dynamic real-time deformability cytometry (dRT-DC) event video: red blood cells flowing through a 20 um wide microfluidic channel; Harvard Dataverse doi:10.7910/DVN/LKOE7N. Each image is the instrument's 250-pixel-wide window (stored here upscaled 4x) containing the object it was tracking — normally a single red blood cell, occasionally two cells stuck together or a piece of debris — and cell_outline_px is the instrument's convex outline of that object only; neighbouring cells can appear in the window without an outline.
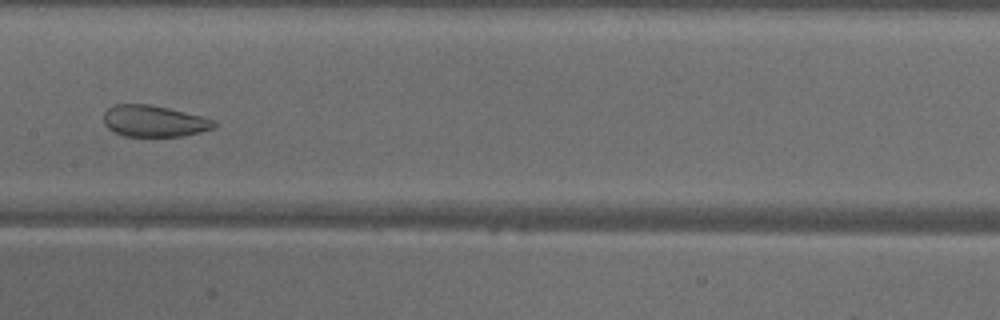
{"species": "common noctule bat (a hibernating species)", "species_latin": "Nyctalus noctula", "temperature_condition": "warm", "stored_images_in_passage": 36, "camera_frame_rate_fps": 3000, "um_per_image_px": 0.085, "animal": {"sex": "male", "body_mass_g": 18.8}, "frame": {"image": 1, "passage_image": 11, "time_ms": 3.333, "image_size_px": [1000, 320], "cell_outline_px": [[216, 124], [212, 128], [200, 132], [184, 136], [124, 136], [112, 132], [104, 124], [104, 112], [112, 104], [148, 104], [168, 108], [204, 116], [216, 120]], "centroid_in_image_um": [13.08, 10.29], "position_along_channel_um": 194.3, "area_um2": 20.4}, "authors_computed_cell_mechanics": {"area_um2": 24.276, "velocity_mm_per_s": 4.0964, "shape_relaxation_time_tau1_ms": null, "shape_relaxation_time_tau2_ms": 0.9103, "deformation_change_tau1": null, "deformation_change_tau2": 0.0778}}